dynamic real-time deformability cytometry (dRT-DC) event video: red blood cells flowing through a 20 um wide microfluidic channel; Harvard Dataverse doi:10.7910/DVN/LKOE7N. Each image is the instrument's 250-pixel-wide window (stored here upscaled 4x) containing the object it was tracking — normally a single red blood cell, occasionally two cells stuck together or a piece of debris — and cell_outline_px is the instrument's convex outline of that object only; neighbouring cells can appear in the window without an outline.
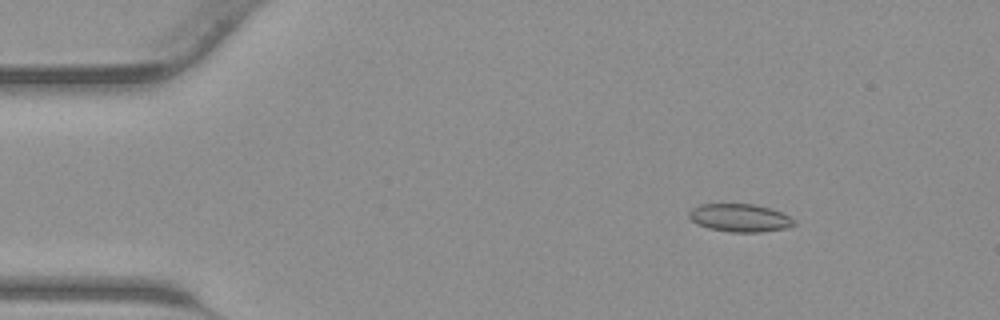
{"species": "common noctule bat (a hibernating species)", "species_latin": "Nyctalus noctula", "temperature_condition": "warm", "stored_images_in_passage": 43, "camera_frame_rate_fps": 3000, "um_per_image_px": 0.085, "animal": {"sex": "male", "body_mass_g": 23.1, "forearm_length_mm": 52.7}, "frame": {"image": 1, "passage_image": 6, "time_ms": 1.667, "image_size_px": [1000, 320], "cell_outline_px": [[796, 224], [784, 228], [760, 232], [728, 232], [708, 228], [696, 224], [688, 216], [688, 212], [692, 208], [700, 204], [756, 204], [780, 212], [796, 220]], "centroid_in_image_um": [62.85, 18.52], "position_along_channel_um": 22.2, "area_um2": 17.11}}
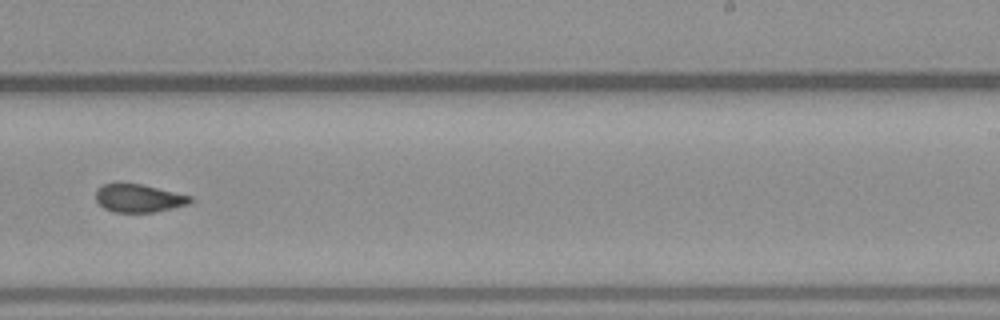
{"frame": {"image": 2, "passage_image": 27, "time_ms": 8.667, "image_size_px": [1000, 320], "cell_outline_px": [[192, 200], [188, 204], [172, 208], [152, 212], [112, 212], [104, 208], [96, 200], [96, 188], [104, 184], [116, 180], [140, 184], [192, 196]], "centroid_in_image_um": [11.72, 16.81], "position_along_channel_um": 277.3, "area_um2": 15.72}}
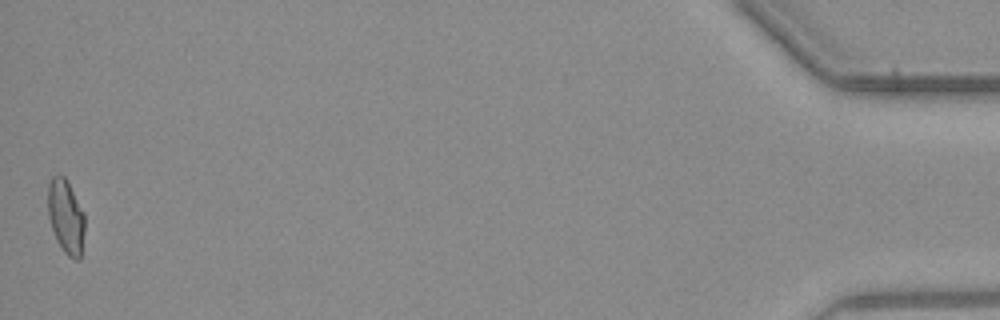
{"frame": {"image": 3, "passage_image": 43, "time_ms": 14.0, "image_size_px": [1000, 320], "cell_outline_px": [[84, 232], [80, 260], [76, 260], [68, 256], [64, 252], [56, 240], [48, 216], [48, 184], [52, 176], [64, 176], [84, 212]], "centroid_in_image_um": [5.6, 18.44], "position_along_channel_um": 429.6, "area_um2": 15.78}}